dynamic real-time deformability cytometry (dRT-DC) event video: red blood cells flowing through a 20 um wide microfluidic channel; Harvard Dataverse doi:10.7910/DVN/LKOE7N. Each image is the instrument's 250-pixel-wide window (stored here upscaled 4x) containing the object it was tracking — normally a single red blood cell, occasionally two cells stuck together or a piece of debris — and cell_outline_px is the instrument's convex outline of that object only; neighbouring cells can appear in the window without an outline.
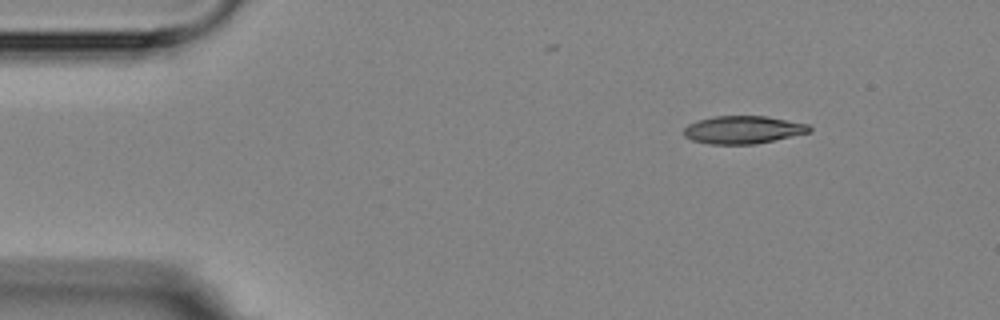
{"species": "Egyptian fruit bat (a non-hibernating species)", "species_latin": "Rousettus aegyptiacus", "temperature_condition": "room temperature", "stored_images_in_passage": 5, "camera_frame_rate_fps": 3000, "um_per_image_px": 0.085, "animal": {"sex": "female"}, "frame": {"image": 1, "passage_image": 1, "time_ms": 0.0, "image_size_px": [1000, 320], "cell_outline_px": [[812, 132], [756, 144], [708, 144], [692, 140], [684, 136], [684, 128], [688, 124], [696, 120], [712, 116], [768, 116], [808, 124], [812, 128]], "centroid_in_image_um": [63.16, 11.03], "position_along_channel_um": 21.8, "area_um2": 20.58}}
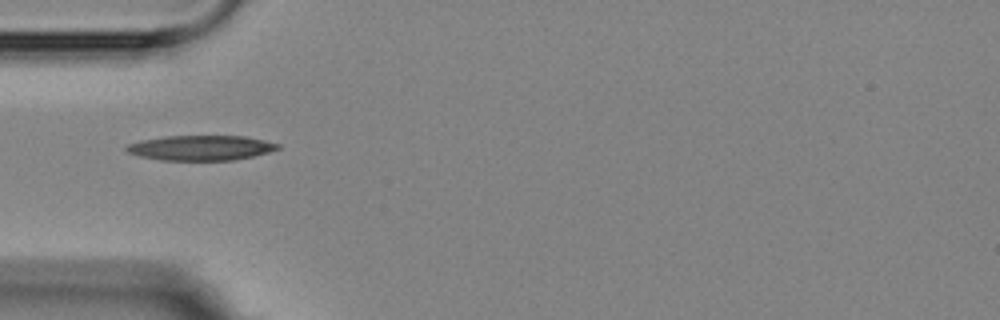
{"frame": {"image": 2, "passage_image": 4, "time_ms": 3.333, "image_size_px": [1000, 320], "cell_outline_px": [[280, 148], [268, 152], [252, 156], [232, 160], [160, 160], [140, 156], [128, 152], [124, 148], [128, 144], [140, 140], [164, 136], [244, 136], [264, 140], [280, 144]], "centroid_in_image_um": [17.05, 12.56], "position_along_channel_um": 68.0, "area_um2": 21.96}}
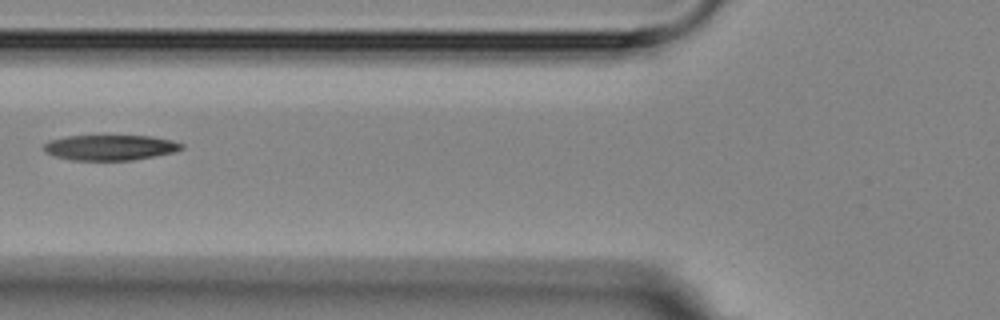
{"frame": {"image": 3, "passage_image": 5, "time_ms": 4.667, "image_size_px": [1000, 320], "cell_outline_px": [[184, 148], [172, 152], [132, 160], [72, 160], [56, 156], [44, 152], [44, 144], [48, 140], [68, 136], [152, 136], [172, 140], [184, 144]], "centroid_in_image_um": [9.35, 12.53], "position_along_channel_um": 116.5, "area_um2": 20.23}}